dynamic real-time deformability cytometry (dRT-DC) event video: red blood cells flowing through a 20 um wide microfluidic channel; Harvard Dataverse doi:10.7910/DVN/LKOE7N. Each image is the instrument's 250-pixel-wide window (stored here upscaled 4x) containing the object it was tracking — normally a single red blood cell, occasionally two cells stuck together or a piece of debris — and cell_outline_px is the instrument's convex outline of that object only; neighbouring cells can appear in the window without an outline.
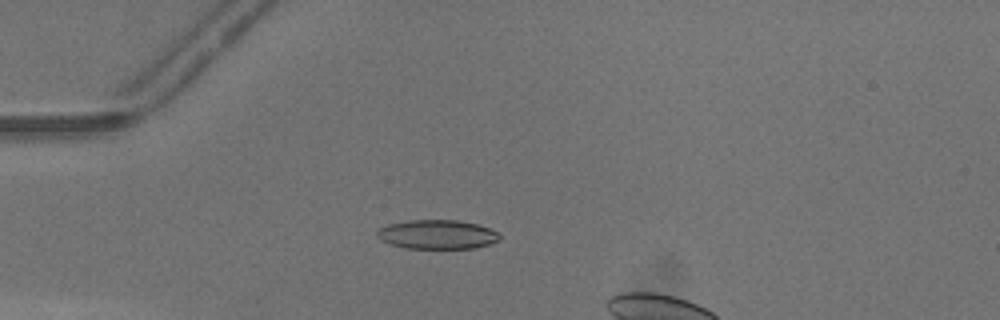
{"species": "common noctule bat (a hibernating species)", "species_latin": "Nyctalus noctula", "temperature_condition": "warm", "stored_images_in_passage": 43, "camera_frame_rate_fps": 3000, "um_per_image_px": 0.085, "animal": {"sex": "male", "body_mass_g": 13.3}, "frame": {"image": 1, "passage_image": 14, "time_ms": 4.333, "image_size_px": [1000, 320], "cell_outline_px": [[500, 240], [492, 244], [476, 248], [408, 248], [388, 244], [380, 240], [376, 236], [376, 232], [380, 228], [388, 224], [408, 220], [460, 220], [476, 224], [488, 228], [496, 232], [500, 236]], "centroid_in_image_um": [37.15, 19.93], "position_along_channel_um": 47.9, "area_um2": 20.92}}
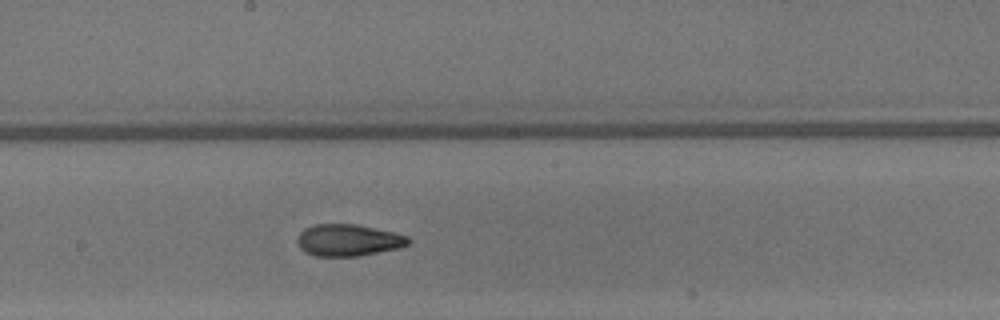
{"frame": {"image": 2, "passage_image": 27, "time_ms": 8.667, "image_size_px": [1000, 320], "cell_outline_px": [[412, 240], [408, 244], [396, 248], [356, 256], [316, 256], [304, 252], [300, 248], [296, 240], [300, 232], [304, 228], [316, 224], [356, 224], [392, 232], [408, 236]], "centroid_in_image_um": [29.56, 20.41], "position_along_channel_um": 218.6, "area_um2": 20.4}}
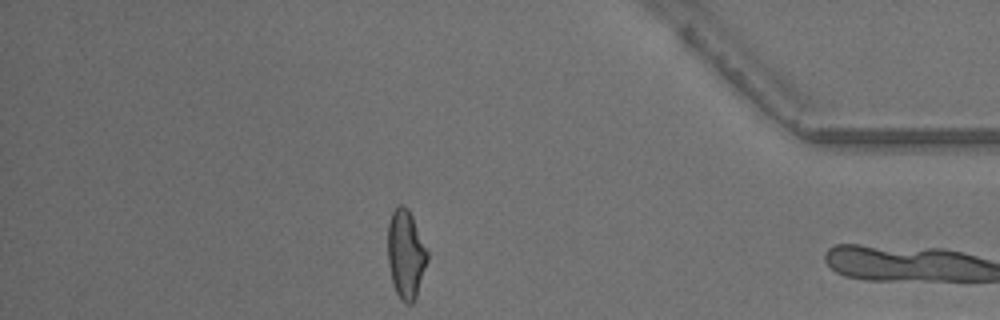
{"frame": {"image": 3, "passage_image": 42, "time_ms": 13.667, "image_size_px": [1000, 320], "cell_outline_px": [[428, 260], [416, 296], [412, 304], [404, 304], [400, 300], [392, 284], [388, 264], [388, 224], [392, 212], [400, 204], [404, 204], [408, 208], [412, 216], [428, 252]], "centroid_in_image_um": [34.48, 21.63], "position_along_channel_um": 400.7, "area_um2": 20.52}, "authors_computed_cell_mechanics": {"area_um2": 20.6924, "velocity_mm_per_s": 4.374, "shape_relaxation_time_tau1_ms": null, "shape_relaxation_time_tau2_ms": 2.6151, "deformation_change_tau1": null, "deformation_change_tau2": 0.0895}}